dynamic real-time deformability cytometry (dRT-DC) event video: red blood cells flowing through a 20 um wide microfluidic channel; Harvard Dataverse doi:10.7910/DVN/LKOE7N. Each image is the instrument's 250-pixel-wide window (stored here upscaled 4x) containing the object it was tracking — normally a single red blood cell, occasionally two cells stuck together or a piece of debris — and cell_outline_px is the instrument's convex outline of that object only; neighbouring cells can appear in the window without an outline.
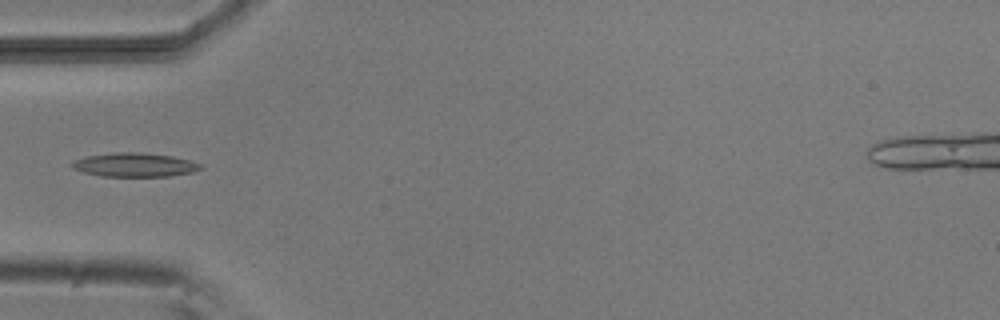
{"species": "common noctule bat (a hibernating species)", "species_latin": "Nyctalus noctula", "temperature_condition": "room temperature", "stored_images_in_passage": 6, "camera_frame_rate_fps": 3000, "um_per_image_px": 0.085, "animal": {"sex": "male", "body_mass_g": 20.5, "forearm_length_mm": 52.5}, "frame": {"image": 1, "passage_image": 5, "time_ms": 5.333, "image_size_px": [1000, 320], "cell_outline_px": [[204, 168], [192, 172], [168, 176], [100, 176], [84, 172], [72, 168], [72, 160], [88, 156], [116, 152], [136, 152], [172, 156], [188, 160], [200, 164]], "centroid_in_image_um": [11.43, 14.01], "position_along_channel_um": 73.6, "area_um2": 17.69}}
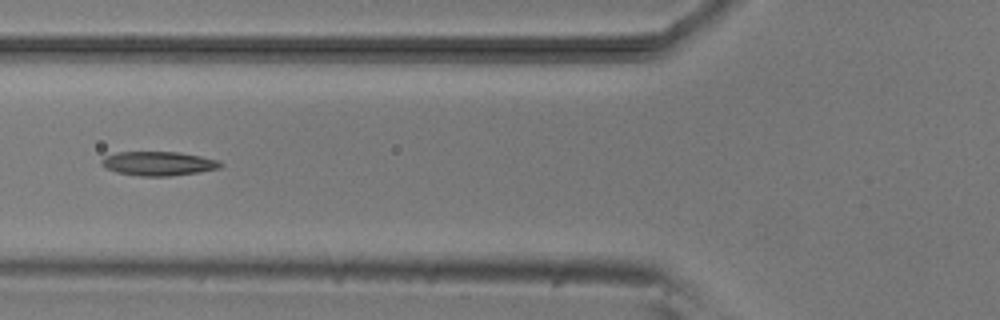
{"frame": {"image": 2, "passage_image": 6, "time_ms": 6.333, "image_size_px": [1000, 320], "cell_outline_px": [[224, 164], [220, 168], [200, 172], [168, 176], [140, 176], [116, 172], [104, 168], [100, 164], [100, 160], [104, 156], [116, 152], [180, 152], [200, 156], [216, 160]], "centroid_in_image_um": [13.42, 13.9], "position_along_channel_um": 112.4, "area_um2": 16.82}}